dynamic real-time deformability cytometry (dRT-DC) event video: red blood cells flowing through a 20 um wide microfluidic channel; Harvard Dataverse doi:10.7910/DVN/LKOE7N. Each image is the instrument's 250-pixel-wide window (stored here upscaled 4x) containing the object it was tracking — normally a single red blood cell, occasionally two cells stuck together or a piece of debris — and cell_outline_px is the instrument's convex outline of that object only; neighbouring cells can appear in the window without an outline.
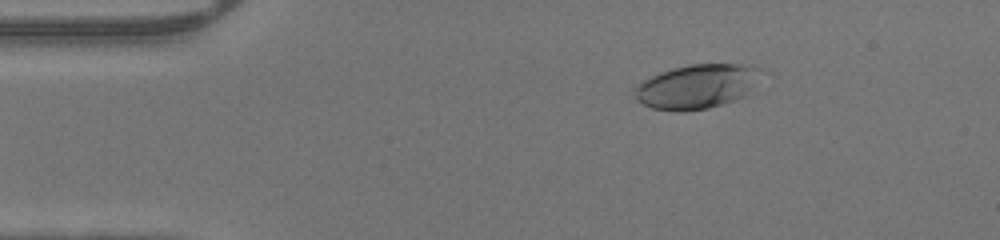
{"species": "human", "species_latin": "Homo sapiens", "temperature_condition": "warm", "stored_images_in_passage": 48, "camera_frame_rate_fps": 3000, "um_per_image_px": 0.085, "donor": {"sex": "male"}, "frame": {"image": 1, "passage_image": 8, "time_ms": 2.333, "image_size_px": [1000, 240], "cell_outline_px": [[760, 68], [740, 96], [732, 100], [708, 108], [684, 112], [676, 112], [652, 108], [636, 100], [632, 92], [632, 88], [644, 80], [660, 72], [672, 68], [692, 64], [752, 64]], "centroid_in_image_um": [59.05, 7.35], "position_along_channel_um": 26.0, "area_um2": 31.73}}
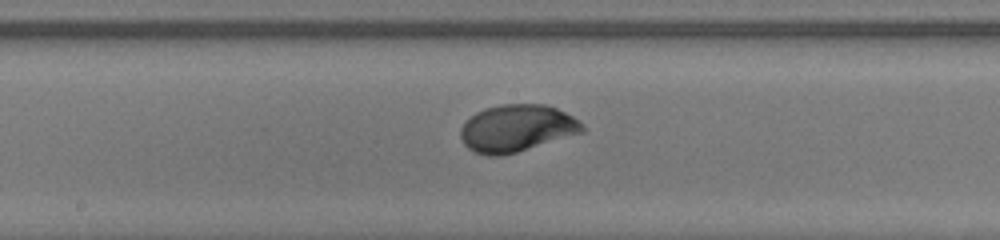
{"frame": {"image": 2, "passage_image": 25, "time_ms": 8.0, "image_size_px": [1000, 240], "cell_outline_px": [[588, 128], [584, 132], [516, 152], [500, 156], [488, 156], [472, 152], [464, 144], [460, 136], [460, 128], [476, 112], [484, 108], [500, 104], [544, 104], [556, 108], [572, 116], [584, 124]], "centroid_in_image_um": [43.93, 10.9], "position_along_channel_um": 204.3, "area_um2": 33.52}}
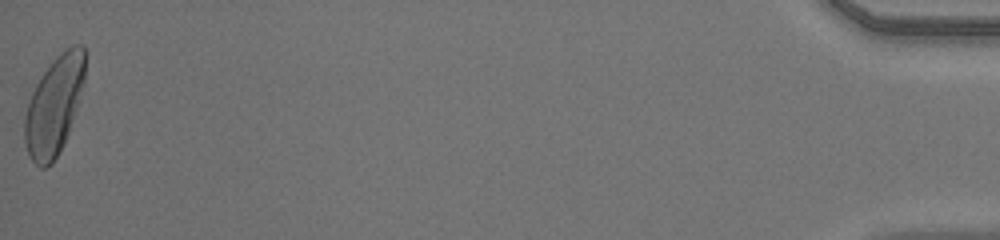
{"frame": {"image": 3, "passage_image": 48, "time_ms": 15.667, "image_size_px": [1000, 240], "cell_outline_px": [[84, 84], [80, 100], [68, 132], [52, 164], [44, 168], [40, 168], [28, 156], [24, 144], [24, 120], [28, 104], [32, 92], [36, 84], [52, 60], [60, 52], [72, 44], [84, 44]], "centroid_in_image_um": [4.6, 8.96], "position_along_channel_um": 430.6, "area_um2": 34.51}}